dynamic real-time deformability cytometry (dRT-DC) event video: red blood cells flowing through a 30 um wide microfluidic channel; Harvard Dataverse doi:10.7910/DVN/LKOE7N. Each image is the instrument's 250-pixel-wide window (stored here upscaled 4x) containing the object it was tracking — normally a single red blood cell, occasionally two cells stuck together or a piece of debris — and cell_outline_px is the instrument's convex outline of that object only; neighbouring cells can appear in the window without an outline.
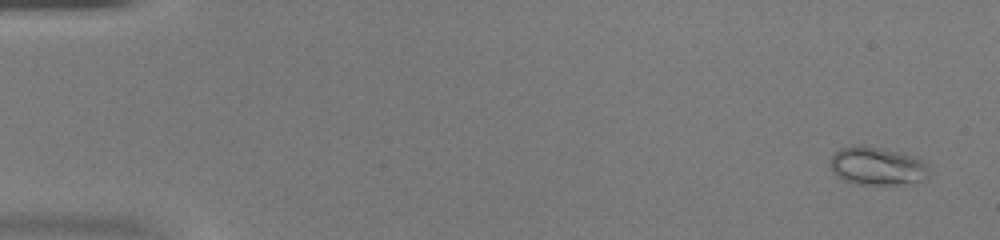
{"species": "common noctule bat (a hibernating species)", "species_latin": "Nyctalus noctula", "temperature_condition": "warm", "stored_images_in_passage": 48, "camera_frame_rate_fps": 3000, "um_per_image_px": 0.085, "animal": {"sex": "female", "body_mass_g": 20.0, "forearm_length_mm": 54.0}, "frame": {"image": 1, "passage_image": 3, "time_ms": 0.667, "image_size_px": [1000, 240], "cell_outline_px": [[928, 168], [920, 180], [900, 184], [856, 184], [844, 180], [836, 176], [832, 168], [832, 156], [840, 148], [852, 144], [864, 144], [884, 148], [916, 156]], "centroid_in_image_um": [74.48, 14.07], "position_along_channel_um": 10.5, "area_um2": 21.68}}
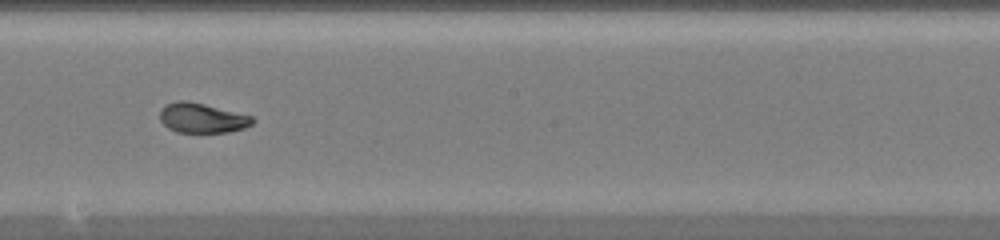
{"frame": {"image": 2, "passage_image": 28, "time_ms": 9.0, "image_size_px": [1000, 240], "cell_outline_px": [[256, 120], [252, 124], [244, 128], [228, 132], [176, 132], [168, 128], [160, 120], [160, 108], [164, 104], [176, 100], [188, 100], [252, 116]], "centroid_in_image_um": [17.14, 10.02], "position_along_channel_um": 231.1, "area_um2": 16.18}}
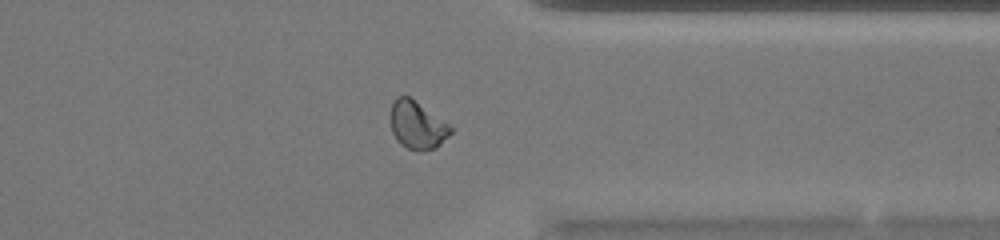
{"frame": {"image": 3, "passage_image": 38, "time_ms": 12.333, "image_size_px": [1000, 240], "cell_outline_px": [[452, 132], [436, 148], [420, 152], [416, 152], [400, 144], [396, 140], [392, 132], [388, 116], [392, 104], [396, 96], [408, 96], [448, 124], [452, 128]], "centroid_in_image_um": [35.4, 10.66], "position_along_channel_um": 376.0, "area_um2": 16.82}}